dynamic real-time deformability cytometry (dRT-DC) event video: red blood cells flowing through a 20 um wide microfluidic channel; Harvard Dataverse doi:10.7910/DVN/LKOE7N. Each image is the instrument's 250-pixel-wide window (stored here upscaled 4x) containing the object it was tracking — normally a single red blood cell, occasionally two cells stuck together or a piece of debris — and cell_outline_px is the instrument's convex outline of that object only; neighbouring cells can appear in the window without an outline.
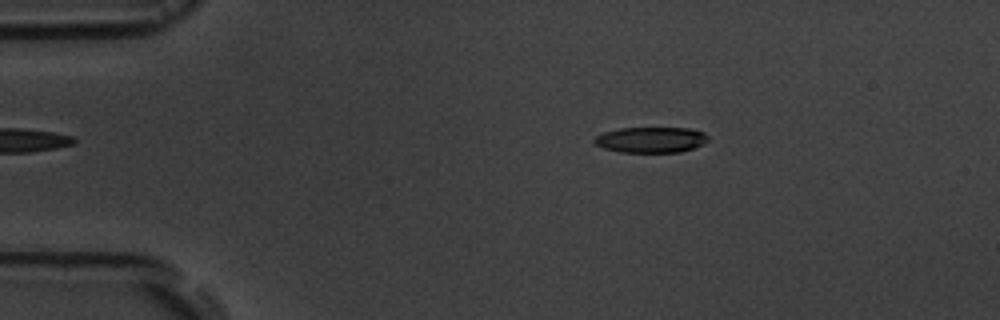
{"species": "common noctule bat (a hibernating species)", "species_latin": "Nyctalus noctula", "temperature_condition": "room temperature", "stored_images_in_passage": 4, "camera_frame_rate_fps": 3000, "um_per_image_px": 0.085, "animal": {"sex": "male", "body_mass_g": 19.5, "forearm_length_mm": 54.6}, "frame": {"image": 1, "passage_image": 3, "time_ms": 2.333, "image_size_px": [1000, 320], "cell_outline_px": [[708, 140], [704, 144], [680, 152], [620, 152], [604, 148], [596, 144], [592, 140], [596, 136], [604, 132], [620, 128], [692, 128], [704, 132], [708, 136]], "centroid_in_image_um": [55.35, 11.87], "position_along_channel_um": 29.7, "area_um2": 17.05}}